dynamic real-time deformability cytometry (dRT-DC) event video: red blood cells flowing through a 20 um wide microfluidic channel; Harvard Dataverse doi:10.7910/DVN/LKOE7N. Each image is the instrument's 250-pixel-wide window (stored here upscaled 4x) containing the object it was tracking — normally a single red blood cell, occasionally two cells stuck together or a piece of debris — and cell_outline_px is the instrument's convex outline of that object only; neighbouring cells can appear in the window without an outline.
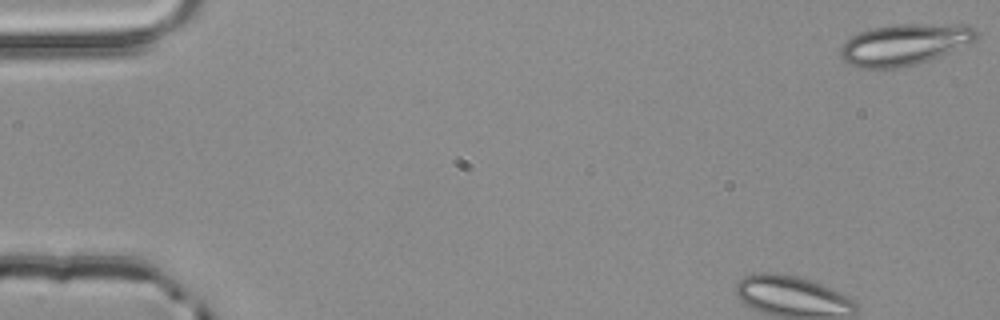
{"species": "common noctule bat (a hibernating species)", "species_latin": "Nyctalus noctula", "temperature_condition": "room temperature", "stored_images_in_passage": 5, "camera_frame_rate_fps": 3000, "um_per_image_px": 0.085, "animal": {"sex": "male", "body_mass_g": 20.4}, "frame": {"image": 1, "passage_image": 1, "time_ms": 0.0, "image_size_px": [1000, 320], "cell_outline_px": [[976, 40], [940, 56], [916, 64], [900, 68], [856, 68], [848, 64], [840, 56], [840, 44], [852, 36], [860, 32], [872, 28], [892, 24], [964, 24], [972, 28], [976, 32]], "centroid_in_image_um": [76.82, 3.78], "position_along_channel_um": 8.2, "area_um2": 32.77}}